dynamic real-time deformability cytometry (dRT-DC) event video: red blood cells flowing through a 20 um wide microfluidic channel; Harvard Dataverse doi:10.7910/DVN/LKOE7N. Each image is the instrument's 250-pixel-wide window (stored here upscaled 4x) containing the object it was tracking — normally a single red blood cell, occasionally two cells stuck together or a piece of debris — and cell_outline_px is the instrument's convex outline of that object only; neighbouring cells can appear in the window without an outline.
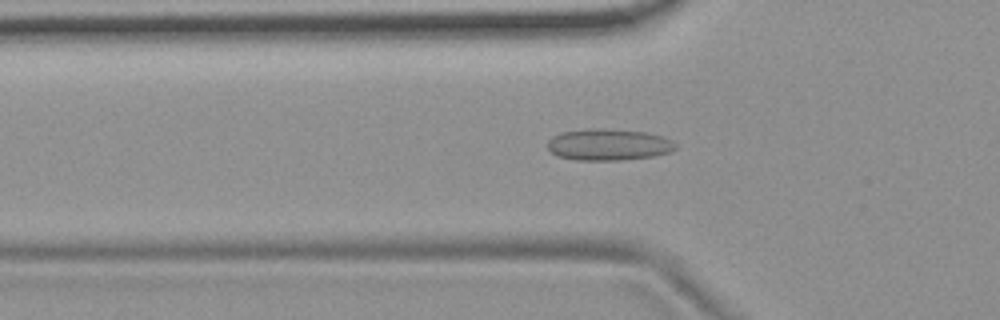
{"species": "common noctule bat (a hibernating species)", "species_latin": "Nyctalus noctula", "temperature_condition": "room temperature", "stored_images_in_passage": 54, "camera_frame_rate_fps": 3000, "um_per_image_px": 0.085, "animal": {"sex": "female", "body_mass_g": 19.9}, "frame": {"image": 1, "passage_image": 18, "time_ms": 5.667, "image_size_px": [1000, 320], "cell_outline_px": [[676, 148], [672, 152], [652, 156], [620, 160], [576, 160], [556, 156], [548, 148], [548, 140], [552, 136], [560, 132], [588, 128], [604, 128], [648, 132], [664, 136], [672, 140], [676, 144]], "centroid_in_image_um": [51.73, 12.28], "position_along_channel_um": 74.1, "area_um2": 23.87}}
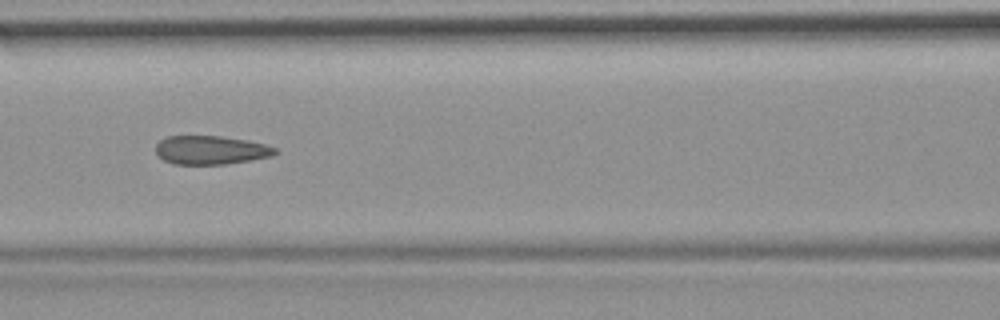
{"frame": {"image": 2, "passage_image": 24, "time_ms": 7.667, "image_size_px": [1000, 320], "cell_outline_px": [[276, 152], [272, 156], [224, 164], [172, 164], [164, 160], [156, 152], [156, 144], [160, 140], [168, 136], [220, 136], [244, 140], [264, 144], [276, 148]], "centroid_in_image_um": [17.88, 12.75], "position_along_channel_um": 148.7, "area_um2": 19.65}}
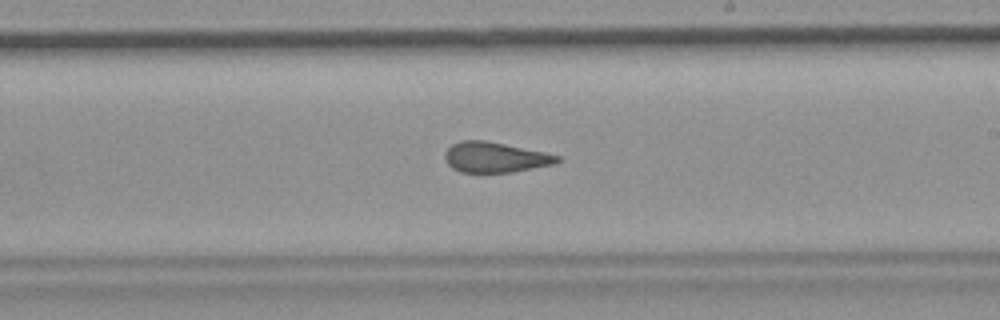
{"frame": {"image": 3, "passage_image": 32, "time_ms": 10.333, "image_size_px": [1000, 320], "cell_outline_px": [[560, 160], [556, 164], [512, 172], [460, 172], [452, 168], [448, 164], [444, 156], [444, 152], [452, 144], [460, 140], [484, 140], [544, 152], [560, 156]], "centroid_in_image_um": [42.07, 13.37], "position_along_channel_um": 246.9, "area_um2": 19.83}, "authors_computed_cell_mechanics": {"area_um2": 21.2704, "velocity_mm_per_s": 3.7004, "shape_relaxation_time_tau1_ms": null, "shape_relaxation_time_tau2_ms": 1.6432, "deformation_change_tau1": null, "deformation_change_tau2": 0.092}}